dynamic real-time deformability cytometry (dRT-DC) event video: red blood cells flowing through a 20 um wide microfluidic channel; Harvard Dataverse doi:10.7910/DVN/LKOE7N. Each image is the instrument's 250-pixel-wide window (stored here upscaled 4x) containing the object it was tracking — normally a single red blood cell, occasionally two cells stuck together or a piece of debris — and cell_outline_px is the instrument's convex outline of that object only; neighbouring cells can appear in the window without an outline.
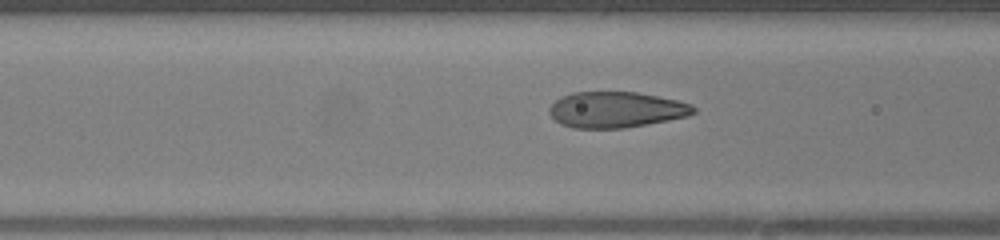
{"species": "human", "species_latin": "Homo sapiens", "temperature_condition": "warm", "stored_images_in_passage": 16, "camera_frame_rate_fps": 3000, "um_per_image_px": 0.085, "donor": {"sex": "female"}, "frame": {"image": 1, "passage_image": 14, "time_ms": 4.333, "image_size_px": [1000, 240], "cell_outline_px": [[696, 112], [688, 116], [668, 120], [624, 128], [572, 128], [560, 124], [548, 112], [548, 108], [560, 96], [572, 92], [636, 92], [676, 100], [692, 104], [696, 108]], "centroid_in_image_um": [52.34, 9.32], "position_along_channel_um": 114.3, "area_um2": 30.17}}